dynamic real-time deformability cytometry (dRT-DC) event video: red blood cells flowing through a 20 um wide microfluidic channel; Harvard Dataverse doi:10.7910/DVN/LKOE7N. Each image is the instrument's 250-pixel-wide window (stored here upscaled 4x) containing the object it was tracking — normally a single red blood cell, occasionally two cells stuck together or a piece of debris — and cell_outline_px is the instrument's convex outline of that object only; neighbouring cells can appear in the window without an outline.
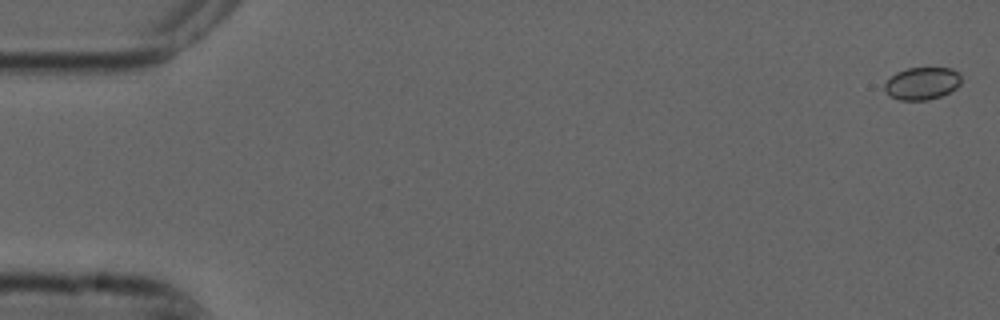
{"species": "common noctule bat (a hibernating species)", "species_latin": "Nyctalus noctula", "temperature_condition": "cold", "stored_images_in_passage": 3, "camera_frame_rate_fps": 3000, "um_per_image_px": 0.085, "animal": {"sex": "male", "forearm_length_mm": 52.5}, "frame": {"image": 1, "passage_image": 1, "time_ms": 0.0, "image_size_px": [1000, 320], "cell_outline_px": [[960, 84], [956, 88], [940, 96], [928, 100], [900, 100], [884, 92], [884, 84], [896, 72], [908, 68], [952, 68], [960, 76]], "centroid_in_image_um": [78.35, 7.09], "position_along_channel_um": 6.6, "area_um2": 14.33}}